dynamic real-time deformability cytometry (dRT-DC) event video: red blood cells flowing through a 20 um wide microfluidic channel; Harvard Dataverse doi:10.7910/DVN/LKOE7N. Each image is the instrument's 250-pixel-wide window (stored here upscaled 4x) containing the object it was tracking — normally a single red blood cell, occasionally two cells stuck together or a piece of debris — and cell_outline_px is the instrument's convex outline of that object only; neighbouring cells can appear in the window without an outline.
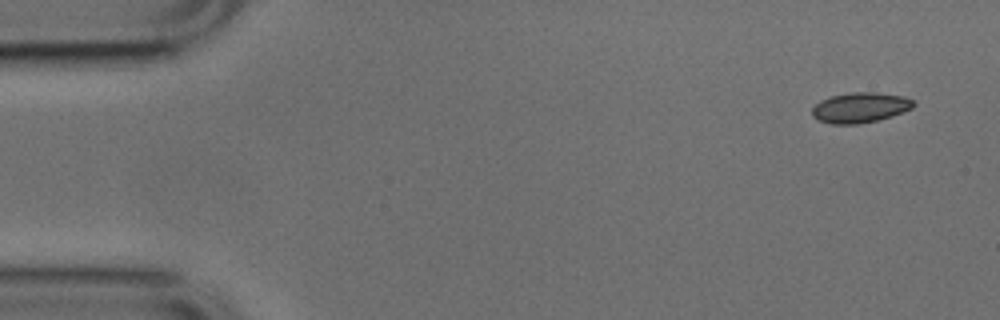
{"species": "common noctule bat (a hibernating species)", "species_latin": "Nyctalus noctula", "temperature_condition": "cold", "stored_images_in_passage": 50, "camera_frame_rate_fps": 3000, "um_per_image_px": 0.085, "animal": {"sex": "male", "body_mass_g": 17.9, "forearm_length_mm": 54.2}, "frame": {"image": 1, "passage_image": 1, "time_ms": 0.0, "image_size_px": [1000, 320], "cell_outline_px": [[916, 104], [912, 108], [892, 116], [876, 120], [856, 124], [832, 124], [820, 120], [812, 116], [812, 108], [820, 100], [832, 96], [852, 92], [876, 92], [900, 96], [916, 100]], "centroid_in_image_um": [73.12, 9.14], "position_along_channel_um": 11.9, "area_um2": 17.74}}
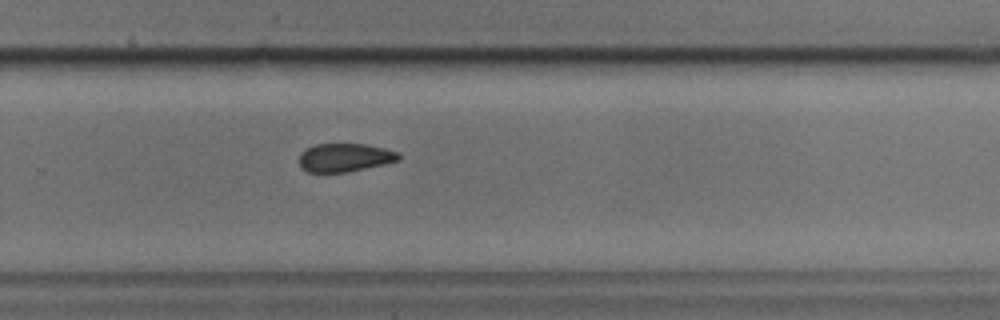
{"frame": {"image": 2, "passage_image": 32, "time_ms": 10.333, "image_size_px": [1000, 320], "cell_outline_px": [[400, 160], [384, 164], [348, 172], [308, 172], [300, 164], [300, 152], [316, 144], [364, 144], [384, 148], [400, 152]], "centroid_in_image_um": [29.34, 13.39], "position_along_channel_um": 300.5, "area_um2": 16.36}}
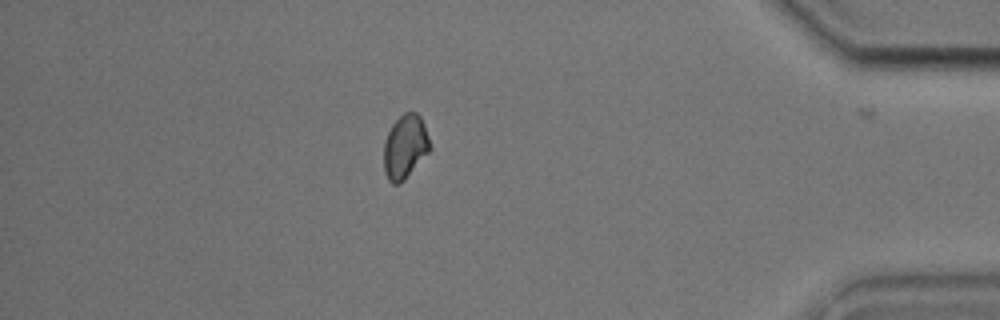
{"frame": {"image": 3, "passage_image": 43, "time_ms": 14.0, "image_size_px": [1000, 320], "cell_outline_px": [[432, 148], [404, 180], [400, 184], [392, 184], [388, 180], [384, 172], [384, 140], [392, 124], [404, 112], [416, 112], [420, 116], [424, 124], [432, 144]], "centroid_in_image_um": [34.44, 12.47], "position_along_channel_um": 400.8, "area_um2": 17.34}, "authors_computed_cell_mechanics": {"area_um2": 17.4556, "velocity_mm_per_s": 3.8423, "shape_relaxation_time_tau1_ms": 3.8986, "shape_relaxation_time_tau2_ms": 5.4344, "deformation_change_tau1": 0.0498, "deformation_change_tau2": 0.0567}}